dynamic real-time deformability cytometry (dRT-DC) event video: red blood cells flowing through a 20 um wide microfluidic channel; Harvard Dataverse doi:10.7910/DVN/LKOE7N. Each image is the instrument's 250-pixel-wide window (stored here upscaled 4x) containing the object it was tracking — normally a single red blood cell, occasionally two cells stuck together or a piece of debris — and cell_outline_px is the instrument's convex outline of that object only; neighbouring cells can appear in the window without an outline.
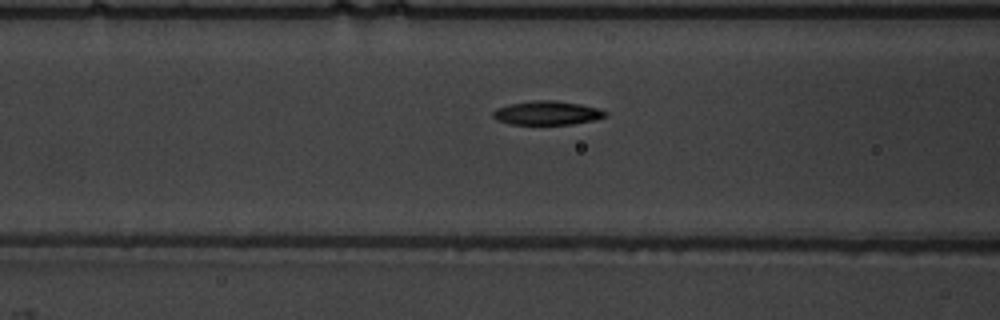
{"species": "common noctule bat (a hibernating species)", "species_latin": "Nyctalus noctula", "temperature_condition": "warm", "stored_images_in_passage": 52, "camera_frame_rate_fps": 3000, "um_per_image_px": 0.085, "animal": {"sex": "male", "body_mass_g": 19.5, "forearm_length_mm": 54.6}, "frame": {"image": 1, "passage_image": 21, "time_ms": 6.667, "image_size_px": [1000, 320], "cell_outline_px": [[608, 116], [592, 120], [572, 124], [508, 124], [496, 120], [492, 116], [492, 112], [496, 108], [508, 104], [536, 100], [556, 100], [580, 104], [600, 108], [608, 112]], "centroid_in_image_um": [46.5, 9.59], "position_along_channel_um": 120.1, "area_um2": 15.78}}
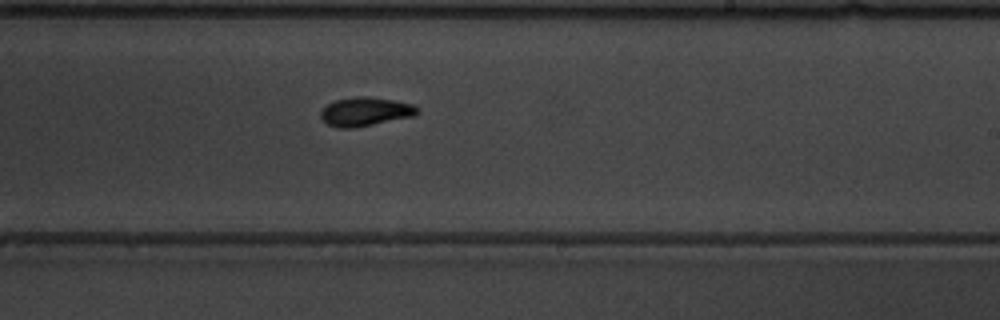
{"frame": {"image": 2, "passage_image": 32, "time_ms": 10.333, "image_size_px": [1000, 320], "cell_outline_px": [[420, 112], [412, 116], [352, 128], [340, 128], [328, 124], [320, 120], [320, 112], [328, 104], [336, 100], [352, 96], [368, 96], [392, 100], [412, 104], [420, 108]], "centroid_in_image_um": [31.03, 9.48], "position_along_channel_um": 258.0, "area_um2": 16.13}}
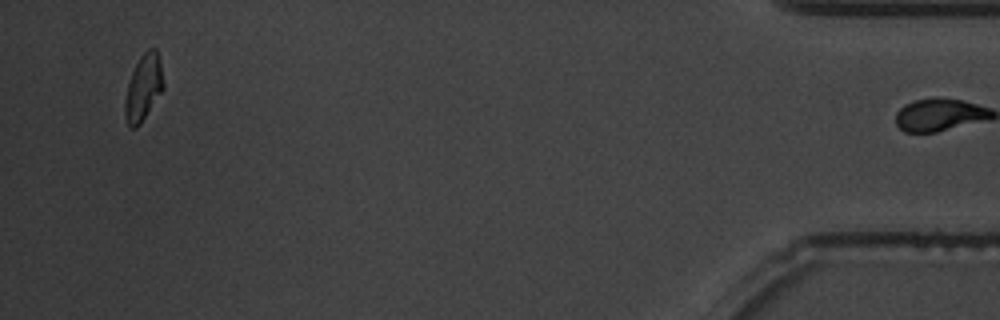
{"frame": {"image": 3, "passage_image": 51, "time_ms": 16.667, "image_size_px": [1000, 320], "cell_outline_px": [[164, 88], [140, 124], [136, 128], [132, 128], [128, 124], [124, 116], [124, 100], [128, 84], [132, 72], [140, 56], [148, 48], [156, 48], [160, 64], [164, 84]], "centroid_in_image_um": [12.18, 7.45], "position_along_channel_um": 423.0, "area_um2": 14.68}, "authors_computed_cell_mechanics": {"area_um2": 15.3748, "velocity_mm_per_s": 3.7711, "shape_relaxation_time_tau1_ms": 3.0544, "shape_relaxation_time_tau2_ms": 2.5499, "deformation_change_tau1": 0.1799, "deformation_change_tau2": 0.0847}}